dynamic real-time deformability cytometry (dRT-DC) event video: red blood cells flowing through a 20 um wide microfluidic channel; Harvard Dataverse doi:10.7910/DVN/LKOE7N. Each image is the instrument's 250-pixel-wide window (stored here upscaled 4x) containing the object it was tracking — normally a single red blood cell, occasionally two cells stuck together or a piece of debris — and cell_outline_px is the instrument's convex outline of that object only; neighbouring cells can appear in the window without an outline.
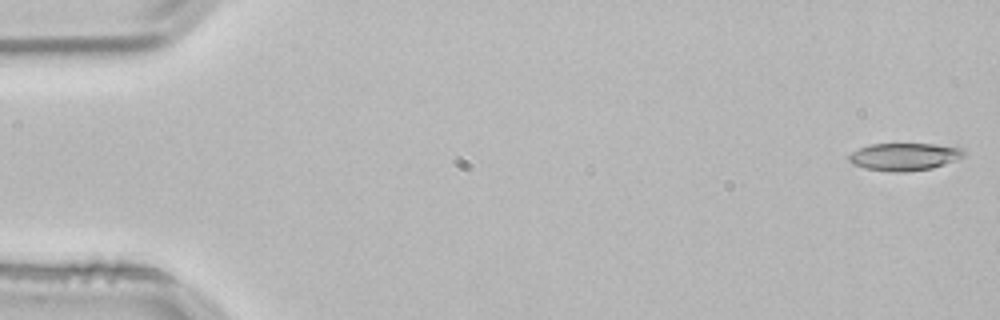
{"species": "common noctule bat (a hibernating species)", "species_latin": "Nyctalus noctula", "temperature_condition": "room temperature", "stored_images_in_passage": 52, "camera_frame_rate_fps": 3000, "um_per_image_px": 0.085, "animal": {"sex": "male", "body_mass_g": 21.5, "forearm_length_mm": 52.0}, "frame": {"image": 1, "passage_image": 1, "time_ms": 0.0, "image_size_px": [1000, 320], "cell_outline_px": [[964, 156], [956, 160], [932, 168], [904, 172], [892, 172], [864, 168], [852, 164], [848, 160], [848, 156], [852, 152], [860, 148], [872, 144], [956, 144], [964, 152]], "centroid_in_image_um": [76.9, 13.31], "position_along_channel_um": 8.1, "area_um2": 18.61}}
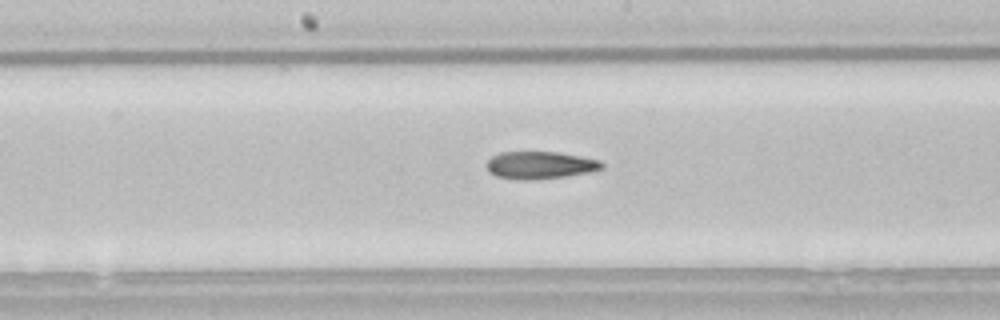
{"frame": {"image": 2, "passage_image": 27, "time_ms": 8.667, "image_size_px": [1000, 320], "cell_outline_px": [[604, 168], [588, 172], [564, 176], [532, 180], [516, 180], [496, 176], [488, 172], [488, 160], [492, 156], [500, 152], [556, 152], [580, 156], [600, 160], [604, 164]], "centroid_in_image_um": [45.89, 14.04], "position_along_channel_um": 202.3, "area_um2": 18.38}}
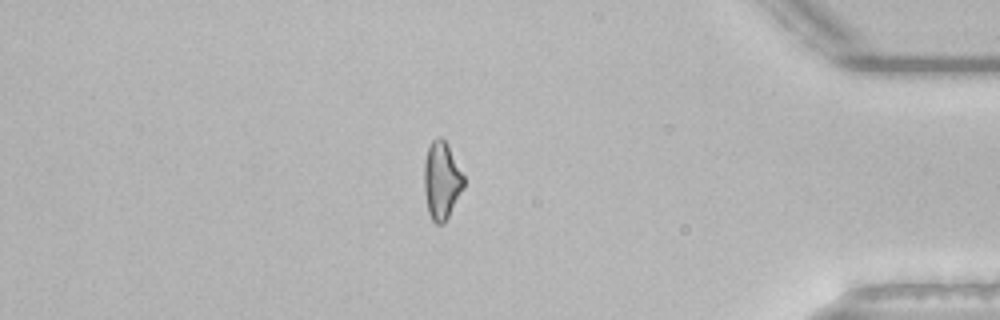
{"frame": {"image": 3, "passage_image": 45, "time_ms": 14.667, "image_size_px": [1000, 320], "cell_outline_px": [[464, 188], [448, 216], [440, 224], [436, 224], [432, 220], [428, 212], [424, 192], [424, 164], [428, 148], [432, 140], [440, 136], [448, 144], [464, 176]], "centroid_in_image_um": [37.53, 15.32], "position_along_channel_um": 397.7, "area_um2": 17.8}, "authors_computed_cell_mechanics": {"area_um2": 18.3226, "velocity_mm_per_s": 3.8496, "shape_relaxation_time_tau1_ms": null, "shape_relaxation_time_tau2_ms": 6.3777, "deformation_change_tau1": null, "deformation_change_tau2": 0.1815}}